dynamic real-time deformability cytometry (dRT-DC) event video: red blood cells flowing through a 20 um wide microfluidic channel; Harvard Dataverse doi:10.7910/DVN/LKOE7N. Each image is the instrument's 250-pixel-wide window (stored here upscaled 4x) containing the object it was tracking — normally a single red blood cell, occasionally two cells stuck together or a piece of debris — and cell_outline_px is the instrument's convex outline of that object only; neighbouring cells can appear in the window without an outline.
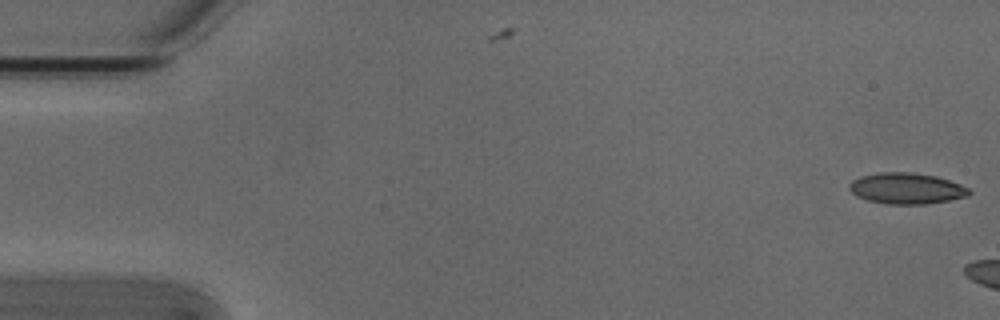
{"species": "Egyptian fruit bat (a non-hibernating species)", "species_latin": "Rousettus aegyptiacus", "temperature_condition": "cold", "stored_images_in_passage": 2, "camera_frame_rate_fps": 3000, "um_per_image_px": 0.085, "animal": {"sex": "male"}, "frame": {"image": 1, "passage_image": 2, "time_ms": 0.333, "image_size_px": [1000, 320], "cell_outline_px": [[972, 192], [968, 196], [928, 204], [884, 204], [868, 200], [856, 196], [848, 188], [848, 184], [852, 180], [860, 176], [880, 172], [912, 172], [936, 176], [960, 184], [968, 188]], "centroid_in_image_um": [77.03, 16.01], "position_along_channel_um": 8.0, "area_um2": 21.79}}